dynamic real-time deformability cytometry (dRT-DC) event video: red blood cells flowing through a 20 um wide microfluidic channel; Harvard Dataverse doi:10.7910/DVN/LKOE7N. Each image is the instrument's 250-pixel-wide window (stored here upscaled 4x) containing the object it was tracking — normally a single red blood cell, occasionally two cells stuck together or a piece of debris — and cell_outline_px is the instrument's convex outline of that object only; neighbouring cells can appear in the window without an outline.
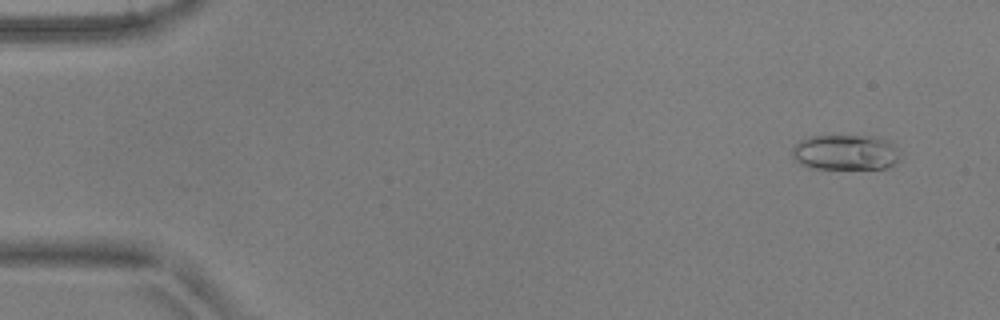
{"species": "common noctule bat (a hibernating species)", "species_latin": "Nyctalus noctula", "temperature_condition": "warm", "stored_images_in_passage": 5, "camera_frame_rate_fps": 3000, "um_per_image_px": 0.085, "animal": {"sex": "male", "body_mass_g": 17.9, "forearm_length_mm": 54.2}, "frame": {"image": 1, "passage_image": 1, "time_ms": 0.0, "image_size_px": [1000, 320], "cell_outline_px": [[896, 160], [892, 164], [884, 168], [808, 168], [800, 164], [792, 156], [792, 148], [800, 140], [808, 136], [876, 136], [892, 140], [896, 148]], "centroid_in_image_um": [71.81, 12.93], "position_along_channel_um": 13.2, "area_um2": 22.14}}